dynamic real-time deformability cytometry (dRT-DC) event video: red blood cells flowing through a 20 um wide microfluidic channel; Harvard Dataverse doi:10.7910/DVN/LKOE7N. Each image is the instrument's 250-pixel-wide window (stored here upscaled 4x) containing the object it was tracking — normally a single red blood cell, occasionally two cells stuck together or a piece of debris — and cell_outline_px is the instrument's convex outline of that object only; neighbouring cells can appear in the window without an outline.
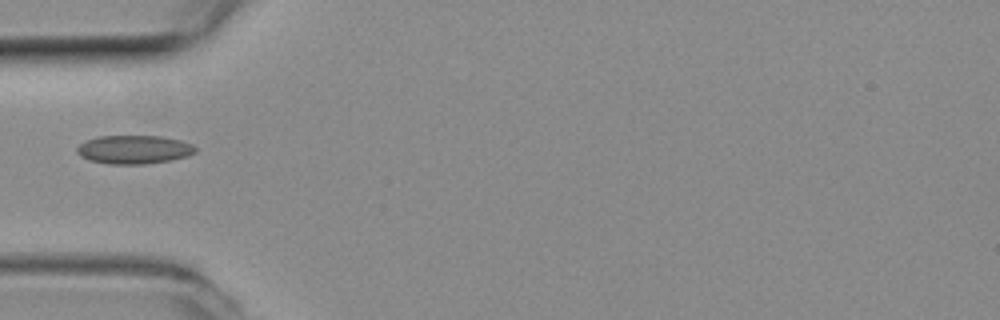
{"species": "common noctule bat (a hibernating species)", "species_latin": "Nyctalus noctula", "temperature_condition": "room temperature", "stored_images_in_passage": 37, "camera_frame_rate_fps": 3000, "um_per_image_px": 0.085, "animal": {"sex": "female", "body_mass_g": 19.3, "forearm_length_mm": 54.1}, "frame": {"image": 1, "passage_image": 1, "time_ms": 0.0, "image_size_px": [1000, 320], "cell_outline_px": [[196, 152], [188, 156], [172, 160], [144, 164], [108, 164], [88, 160], [80, 156], [76, 152], [76, 148], [80, 144], [88, 140], [100, 136], [160, 136], [180, 140], [192, 144], [196, 148]], "centroid_in_image_um": [11.39, 12.72], "position_along_channel_um": 73.6, "area_um2": 19.77}}
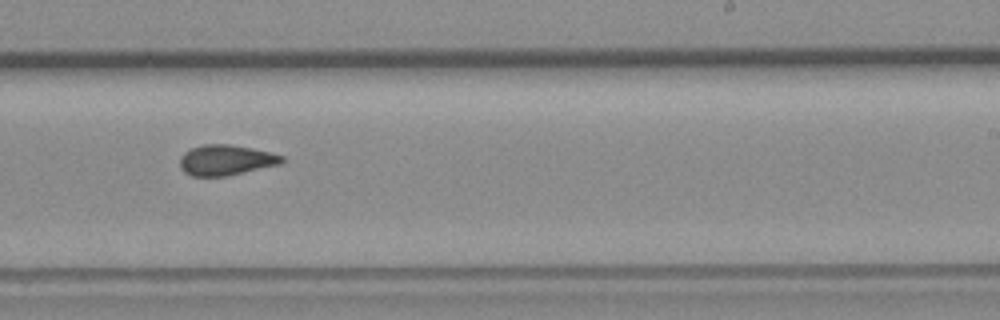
{"frame": {"image": 2, "passage_image": 16, "time_ms": 5.0, "image_size_px": [1000, 320], "cell_outline_px": [[284, 160], [280, 164], [228, 176], [192, 176], [184, 172], [180, 168], [180, 156], [184, 152], [192, 148], [204, 144], [228, 144], [252, 148], [272, 152], [284, 156]], "centroid_in_image_um": [19.2, 13.61], "position_along_channel_um": 269.8, "area_um2": 18.21}}
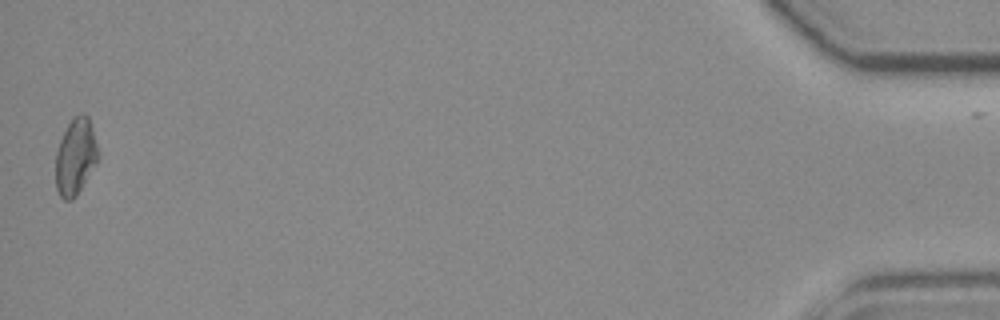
{"frame": {"image": 3, "passage_image": 36, "time_ms": 11.667, "image_size_px": [1000, 320], "cell_outline_px": [[96, 164], [76, 196], [72, 200], [64, 200], [60, 196], [56, 188], [56, 152], [60, 140], [72, 116], [80, 112], [84, 112], [88, 116], [92, 128], [96, 144]], "centroid_in_image_um": [6.39, 13.3], "position_along_channel_um": 428.8, "area_um2": 18.67}}